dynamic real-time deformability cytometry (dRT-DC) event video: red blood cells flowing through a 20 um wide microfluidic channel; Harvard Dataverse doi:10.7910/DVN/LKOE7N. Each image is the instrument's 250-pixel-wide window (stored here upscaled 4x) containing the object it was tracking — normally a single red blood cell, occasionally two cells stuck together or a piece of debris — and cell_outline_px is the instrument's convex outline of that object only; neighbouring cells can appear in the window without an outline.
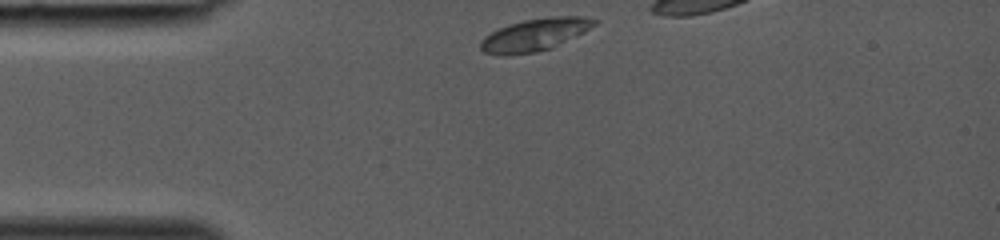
{"species": "common noctule bat (a hibernating species)", "species_latin": "Nyctalus noctula", "temperature_condition": "room temperature", "stored_images_in_passage": 28, "camera_frame_rate_fps": 3000, "um_per_image_px": 0.085, "animal": {"sex": "female", "body_mass_g": 19.0, "forearm_length_mm": 53.3}, "frame": {"image": 1, "passage_image": 1, "time_ms": 0.0, "image_size_px": [1000, 240], "cell_outline_px": [[600, 20], [596, 24], [584, 32], [552, 48], [536, 52], [508, 56], [500, 56], [484, 52], [480, 48], [480, 40], [484, 36], [508, 24], [524, 20], [548, 16], [584, 16]], "centroid_in_image_um": [45.46, 2.95], "position_along_channel_um": 39.5, "area_um2": 21.73}}
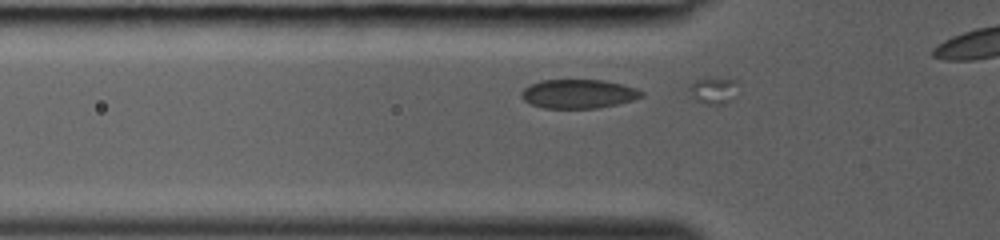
{"frame": {"image": 2, "passage_image": 5, "time_ms": 1.333, "image_size_px": [1000, 240], "cell_outline_px": [[644, 96], [632, 100], [616, 104], [596, 108], [544, 108], [532, 104], [524, 100], [520, 96], [520, 92], [528, 84], [540, 80], [604, 80], [624, 84], [636, 88], [644, 92]], "centroid_in_image_um": [49.15, 7.96], "position_along_channel_um": 76.6, "area_um2": 20.4}}